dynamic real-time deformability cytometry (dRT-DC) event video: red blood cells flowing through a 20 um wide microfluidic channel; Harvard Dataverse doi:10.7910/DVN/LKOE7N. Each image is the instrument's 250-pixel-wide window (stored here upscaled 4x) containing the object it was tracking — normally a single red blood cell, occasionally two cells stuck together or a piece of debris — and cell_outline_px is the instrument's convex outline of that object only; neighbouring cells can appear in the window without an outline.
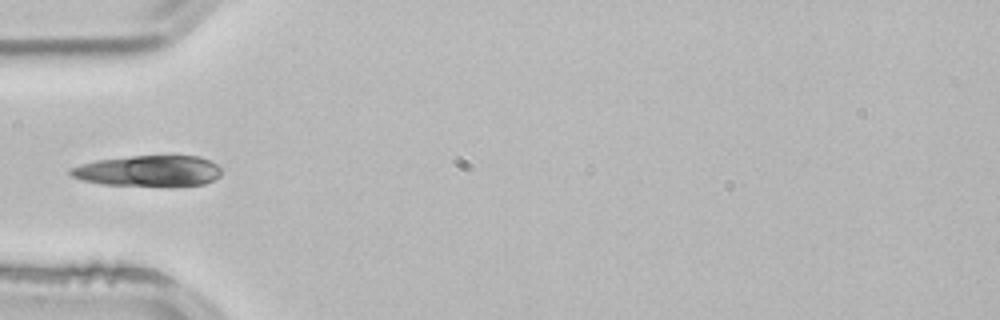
{"species": "common noctule bat (a hibernating species)", "species_latin": "Nyctalus noctula", "temperature_condition": "room temperature", "stored_images_in_passage": 1, "camera_frame_rate_fps": 3000, "um_per_image_px": 0.085, "animal": {"sex": "male", "body_mass_g": 21.5, "forearm_length_mm": 52.0}, "frame": {"image": 1, "passage_image": 1, "time_ms": 0.0, "image_size_px": [1000, 320], "cell_outline_px": [[220, 176], [204, 184], [104, 184], [84, 180], [72, 176], [68, 172], [68, 168], [96, 160], [132, 156], [196, 156], [208, 160], [216, 164], [220, 168]], "centroid_in_image_um": [12.58, 14.49], "position_along_channel_um": 72.4, "area_um2": 26.24}}